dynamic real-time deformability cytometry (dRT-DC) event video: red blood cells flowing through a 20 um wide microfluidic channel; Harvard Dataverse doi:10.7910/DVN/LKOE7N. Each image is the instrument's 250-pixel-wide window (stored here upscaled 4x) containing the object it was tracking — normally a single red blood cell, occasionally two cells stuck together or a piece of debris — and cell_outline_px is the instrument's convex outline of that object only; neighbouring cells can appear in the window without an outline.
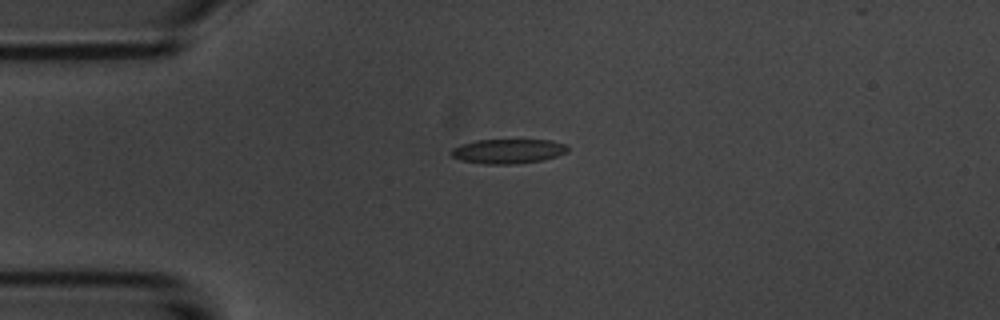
{"species": "common noctule bat (a hibernating species)", "species_latin": "Nyctalus noctula", "temperature_condition": "room temperature", "stored_images_in_passage": 9, "camera_frame_rate_fps": 3000, "um_per_image_px": 0.085, "animal": {"sex": "male", "body_mass_g": 20.1, "forearm_length_mm": 53.5}, "frame": {"image": 1, "passage_image": 4, "time_ms": 3.333, "image_size_px": [1000, 320], "cell_outline_px": [[568, 152], [544, 160], [516, 164], [484, 164], [460, 160], [452, 156], [452, 148], [460, 144], [476, 140], [552, 140], [568, 144]], "centroid_in_image_um": [43.22, 12.85], "position_along_channel_um": 41.8, "area_um2": 16.82}}
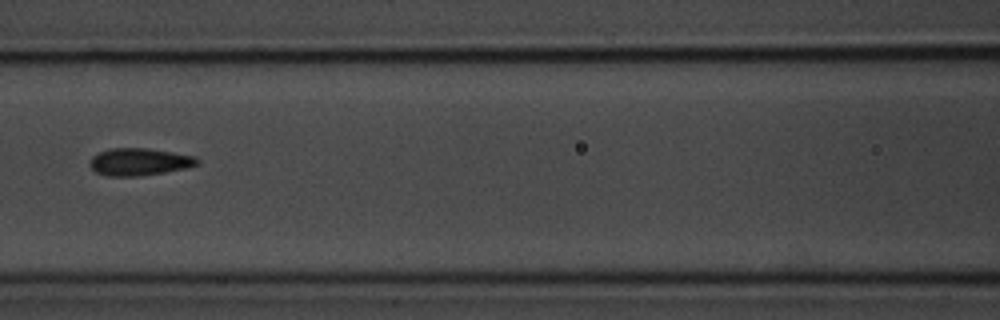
{"frame": {"image": 2, "passage_image": 7, "time_ms": 7.0, "image_size_px": [1000, 320], "cell_outline_px": [[200, 164], [188, 168], [140, 176], [108, 176], [96, 172], [88, 164], [92, 156], [100, 152], [112, 148], [148, 148], [196, 156], [200, 160]], "centroid_in_image_um": [11.88, 13.75], "position_along_channel_um": 154.7, "area_um2": 17.22}}
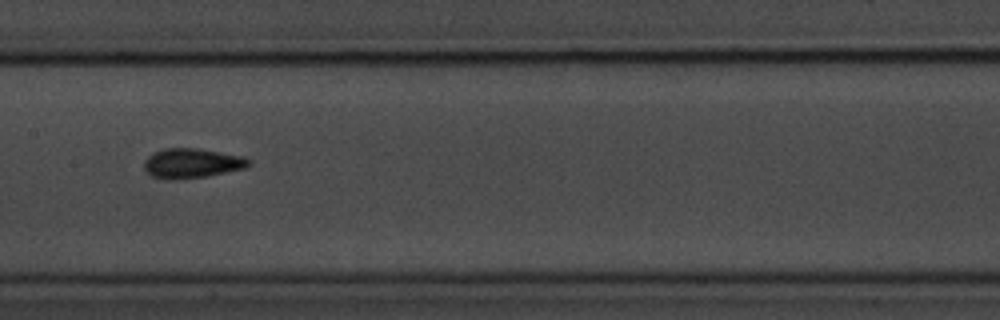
{"frame": {"image": 3, "passage_image": 8, "time_ms": 8.0, "image_size_px": [1000, 320], "cell_outline_px": [[252, 164], [248, 168], [208, 176], [176, 180], [164, 180], [152, 176], [144, 168], [144, 160], [148, 156], [164, 148], [196, 148], [244, 156], [252, 160]], "centroid_in_image_um": [16.36, 13.89], "position_along_channel_um": 191.0, "area_um2": 18.44}}